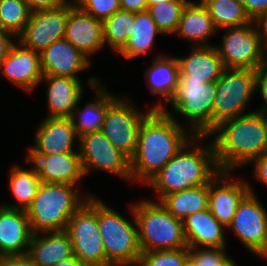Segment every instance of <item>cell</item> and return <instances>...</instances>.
<instances>
[{
  "label": "cell",
  "mask_w": 267,
  "mask_h": 266,
  "mask_svg": "<svg viewBox=\"0 0 267 266\" xmlns=\"http://www.w3.org/2000/svg\"><path fill=\"white\" fill-rule=\"evenodd\" d=\"M226 248H188L191 266H229L234 260L226 254Z\"/></svg>",
  "instance_id": "cell-37"
},
{
  "label": "cell",
  "mask_w": 267,
  "mask_h": 266,
  "mask_svg": "<svg viewBox=\"0 0 267 266\" xmlns=\"http://www.w3.org/2000/svg\"><path fill=\"white\" fill-rule=\"evenodd\" d=\"M256 70L224 68L216 81L212 129L222 121L248 114L245 108L256 94Z\"/></svg>",
  "instance_id": "cell-8"
},
{
  "label": "cell",
  "mask_w": 267,
  "mask_h": 266,
  "mask_svg": "<svg viewBox=\"0 0 267 266\" xmlns=\"http://www.w3.org/2000/svg\"><path fill=\"white\" fill-rule=\"evenodd\" d=\"M249 184V193L240 202L228 226L252 254L267 253V210Z\"/></svg>",
  "instance_id": "cell-12"
},
{
  "label": "cell",
  "mask_w": 267,
  "mask_h": 266,
  "mask_svg": "<svg viewBox=\"0 0 267 266\" xmlns=\"http://www.w3.org/2000/svg\"><path fill=\"white\" fill-rule=\"evenodd\" d=\"M35 140L27 154H59L74 150L79 137L70 118L45 117L35 131Z\"/></svg>",
  "instance_id": "cell-19"
},
{
  "label": "cell",
  "mask_w": 267,
  "mask_h": 266,
  "mask_svg": "<svg viewBox=\"0 0 267 266\" xmlns=\"http://www.w3.org/2000/svg\"><path fill=\"white\" fill-rule=\"evenodd\" d=\"M209 184L164 196L159 202L175 218L183 221L195 212L208 209Z\"/></svg>",
  "instance_id": "cell-29"
},
{
  "label": "cell",
  "mask_w": 267,
  "mask_h": 266,
  "mask_svg": "<svg viewBox=\"0 0 267 266\" xmlns=\"http://www.w3.org/2000/svg\"><path fill=\"white\" fill-rule=\"evenodd\" d=\"M75 4L82 11L102 22L121 10L120 0H76Z\"/></svg>",
  "instance_id": "cell-38"
},
{
  "label": "cell",
  "mask_w": 267,
  "mask_h": 266,
  "mask_svg": "<svg viewBox=\"0 0 267 266\" xmlns=\"http://www.w3.org/2000/svg\"><path fill=\"white\" fill-rule=\"evenodd\" d=\"M54 266H86L83 262H81L76 256H72L68 259L60 261L58 264Z\"/></svg>",
  "instance_id": "cell-47"
},
{
  "label": "cell",
  "mask_w": 267,
  "mask_h": 266,
  "mask_svg": "<svg viewBox=\"0 0 267 266\" xmlns=\"http://www.w3.org/2000/svg\"><path fill=\"white\" fill-rule=\"evenodd\" d=\"M261 114L262 120L264 122L265 125V129H266V134H267V110L265 111H257Z\"/></svg>",
  "instance_id": "cell-48"
},
{
  "label": "cell",
  "mask_w": 267,
  "mask_h": 266,
  "mask_svg": "<svg viewBox=\"0 0 267 266\" xmlns=\"http://www.w3.org/2000/svg\"><path fill=\"white\" fill-rule=\"evenodd\" d=\"M212 17L217 30L250 23L241 0H200Z\"/></svg>",
  "instance_id": "cell-32"
},
{
  "label": "cell",
  "mask_w": 267,
  "mask_h": 266,
  "mask_svg": "<svg viewBox=\"0 0 267 266\" xmlns=\"http://www.w3.org/2000/svg\"><path fill=\"white\" fill-rule=\"evenodd\" d=\"M0 266H38L27 255L2 256Z\"/></svg>",
  "instance_id": "cell-43"
},
{
  "label": "cell",
  "mask_w": 267,
  "mask_h": 266,
  "mask_svg": "<svg viewBox=\"0 0 267 266\" xmlns=\"http://www.w3.org/2000/svg\"><path fill=\"white\" fill-rule=\"evenodd\" d=\"M43 75L79 78L91 61L65 38L57 40L40 52Z\"/></svg>",
  "instance_id": "cell-20"
},
{
  "label": "cell",
  "mask_w": 267,
  "mask_h": 266,
  "mask_svg": "<svg viewBox=\"0 0 267 266\" xmlns=\"http://www.w3.org/2000/svg\"><path fill=\"white\" fill-rule=\"evenodd\" d=\"M47 83V117L70 118L83 95V84L79 78L43 75L41 82Z\"/></svg>",
  "instance_id": "cell-22"
},
{
  "label": "cell",
  "mask_w": 267,
  "mask_h": 266,
  "mask_svg": "<svg viewBox=\"0 0 267 266\" xmlns=\"http://www.w3.org/2000/svg\"><path fill=\"white\" fill-rule=\"evenodd\" d=\"M187 2L188 0L165 1L151 5L147 11L162 33L175 34L182 10Z\"/></svg>",
  "instance_id": "cell-35"
},
{
  "label": "cell",
  "mask_w": 267,
  "mask_h": 266,
  "mask_svg": "<svg viewBox=\"0 0 267 266\" xmlns=\"http://www.w3.org/2000/svg\"><path fill=\"white\" fill-rule=\"evenodd\" d=\"M26 155V162L32 163L41 182L77 185L85 177L80 152Z\"/></svg>",
  "instance_id": "cell-15"
},
{
  "label": "cell",
  "mask_w": 267,
  "mask_h": 266,
  "mask_svg": "<svg viewBox=\"0 0 267 266\" xmlns=\"http://www.w3.org/2000/svg\"><path fill=\"white\" fill-rule=\"evenodd\" d=\"M241 2L251 20L267 10V0H241Z\"/></svg>",
  "instance_id": "cell-41"
},
{
  "label": "cell",
  "mask_w": 267,
  "mask_h": 266,
  "mask_svg": "<svg viewBox=\"0 0 267 266\" xmlns=\"http://www.w3.org/2000/svg\"><path fill=\"white\" fill-rule=\"evenodd\" d=\"M32 232L26 210L0 206V257L26 255Z\"/></svg>",
  "instance_id": "cell-21"
},
{
  "label": "cell",
  "mask_w": 267,
  "mask_h": 266,
  "mask_svg": "<svg viewBox=\"0 0 267 266\" xmlns=\"http://www.w3.org/2000/svg\"><path fill=\"white\" fill-rule=\"evenodd\" d=\"M26 255L38 266H54L72 257L73 247L65 230L32 234Z\"/></svg>",
  "instance_id": "cell-26"
},
{
  "label": "cell",
  "mask_w": 267,
  "mask_h": 266,
  "mask_svg": "<svg viewBox=\"0 0 267 266\" xmlns=\"http://www.w3.org/2000/svg\"><path fill=\"white\" fill-rule=\"evenodd\" d=\"M205 138L209 136H193L147 183L157 192L156 201L172 193L209 184L220 173L212 142L204 146L198 143Z\"/></svg>",
  "instance_id": "cell-3"
},
{
  "label": "cell",
  "mask_w": 267,
  "mask_h": 266,
  "mask_svg": "<svg viewBox=\"0 0 267 266\" xmlns=\"http://www.w3.org/2000/svg\"><path fill=\"white\" fill-rule=\"evenodd\" d=\"M224 29L220 47L214 45L224 67L257 70L267 63V53L253 20L246 25Z\"/></svg>",
  "instance_id": "cell-10"
},
{
  "label": "cell",
  "mask_w": 267,
  "mask_h": 266,
  "mask_svg": "<svg viewBox=\"0 0 267 266\" xmlns=\"http://www.w3.org/2000/svg\"><path fill=\"white\" fill-rule=\"evenodd\" d=\"M229 266H237V263L233 261Z\"/></svg>",
  "instance_id": "cell-50"
},
{
  "label": "cell",
  "mask_w": 267,
  "mask_h": 266,
  "mask_svg": "<svg viewBox=\"0 0 267 266\" xmlns=\"http://www.w3.org/2000/svg\"><path fill=\"white\" fill-rule=\"evenodd\" d=\"M17 38L14 34L2 30L0 28V62L8 55L12 46L15 44L14 40Z\"/></svg>",
  "instance_id": "cell-44"
},
{
  "label": "cell",
  "mask_w": 267,
  "mask_h": 266,
  "mask_svg": "<svg viewBox=\"0 0 267 266\" xmlns=\"http://www.w3.org/2000/svg\"><path fill=\"white\" fill-rule=\"evenodd\" d=\"M88 83L89 87L94 90L96 99L88 102L83 110L76 107L70 117L78 137L101 131L107 108L117 98L101 85L100 79L91 77Z\"/></svg>",
  "instance_id": "cell-25"
},
{
  "label": "cell",
  "mask_w": 267,
  "mask_h": 266,
  "mask_svg": "<svg viewBox=\"0 0 267 266\" xmlns=\"http://www.w3.org/2000/svg\"><path fill=\"white\" fill-rule=\"evenodd\" d=\"M188 247L173 250L142 252L136 266H187Z\"/></svg>",
  "instance_id": "cell-36"
},
{
  "label": "cell",
  "mask_w": 267,
  "mask_h": 266,
  "mask_svg": "<svg viewBox=\"0 0 267 266\" xmlns=\"http://www.w3.org/2000/svg\"><path fill=\"white\" fill-rule=\"evenodd\" d=\"M148 1V7H150L151 5H154V4H158V3H161V2H168V1H173V0H147Z\"/></svg>",
  "instance_id": "cell-49"
},
{
  "label": "cell",
  "mask_w": 267,
  "mask_h": 266,
  "mask_svg": "<svg viewBox=\"0 0 267 266\" xmlns=\"http://www.w3.org/2000/svg\"><path fill=\"white\" fill-rule=\"evenodd\" d=\"M187 247L226 248L225 228L209 208L189 215L183 221Z\"/></svg>",
  "instance_id": "cell-24"
},
{
  "label": "cell",
  "mask_w": 267,
  "mask_h": 266,
  "mask_svg": "<svg viewBox=\"0 0 267 266\" xmlns=\"http://www.w3.org/2000/svg\"><path fill=\"white\" fill-rule=\"evenodd\" d=\"M31 11L22 0H0V28L18 37L27 24Z\"/></svg>",
  "instance_id": "cell-34"
},
{
  "label": "cell",
  "mask_w": 267,
  "mask_h": 266,
  "mask_svg": "<svg viewBox=\"0 0 267 266\" xmlns=\"http://www.w3.org/2000/svg\"><path fill=\"white\" fill-rule=\"evenodd\" d=\"M214 134V136H213ZM213 136L215 160L220 171L232 172L267 152V134L257 111L222 121L207 136ZM241 165V166H240Z\"/></svg>",
  "instance_id": "cell-2"
},
{
  "label": "cell",
  "mask_w": 267,
  "mask_h": 266,
  "mask_svg": "<svg viewBox=\"0 0 267 266\" xmlns=\"http://www.w3.org/2000/svg\"><path fill=\"white\" fill-rule=\"evenodd\" d=\"M145 80L152 95H157L168 102L175 92L179 64L177 57L157 56L145 71Z\"/></svg>",
  "instance_id": "cell-28"
},
{
  "label": "cell",
  "mask_w": 267,
  "mask_h": 266,
  "mask_svg": "<svg viewBox=\"0 0 267 266\" xmlns=\"http://www.w3.org/2000/svg\"><path fill=\"white\" fill-rule=\"evenodd\" d=\"M78 146L85 177L91 169H99L132 182L130 159L102 131L82 135Z\"/></svg>",
  "instance_id": "cell-13"
},
{
  "label": "cell",
  "mask_w": 267,
  "mask_h": 266,
  "mask_svg": "<svg viewBox=\"0 0 267 266\" xmlns=\"http://www.w3.org/2000/svg\"><path fill=\"white\" fill-rule=\"evenodd\" d=\"M31 12L61 7L67 0H22Z\"/></svg>",
  "instance_id": "cell-40"
},
{
  "label": "cell",
  "mask_w": 267,
  "mask_h": 266,
  "mask_svg": "<svg viewBox=\"0 0 267 266\" xmlns=\"http://www.w3.org/2000/svg\"><path fill=\"white\" fill-rule=\"evenodd\" d=\"M141 200L133 203L141 251L187 248L182 221L171 215L160 202Z\"/></svg>",
  "instance_id": "cell-5"
},
{
  "label": "cell",
  "mask_w": 267,
  "mask_h": 266,
  "mask_svg": "<svg viewBox=\"0 0 267 266\" xmlns=\"http://www.w3.org/2000/svg\"><path fill=\"white\" fill-rule=\"evenodd\" d=\"M76 185L41 182L31 205L26 209L32 234L66 230L69 219L84 204Z\"/></svg>",
  "instance_id": "cell-4"
},
{
  "label": "cell",
  "mask_w": 267,
  "mask_h": 266,
  "mask_svg": "<svg viewBox=\"0 0 267 266\" xmlns=\"http://www.w3.org/2000/svg\"><path fill=\"white\" fill-rule=\"evenodd\" d=\"M132 32L128 42L119 52L127 59L139 57L150 51L157 35L163 34L148 11L135 13Z\"/></svg>",
  "instance_id": "cell-30"
},
{
  "label": "cell",
  "mask_w": 267,
  "mask_h": 266,
  "mask_svg": "<svg viewBox=\"0 0 267 266\" xmlns=\"http://www.w3.org/2000/svg\"><path fill=\"white\" fill-rule=\"evenodd\" d=\"M72 243L73 255L86 266H106V253L97 219V198L88 196L69 219L65 230Z\"/></svg>",
  "instance_id": "cell-9"
},
{
  "label": "cell",
  "mask_w": 267,
  "mask_h": 266,
  "mask_svg": "<svg viewBox=\"0 0 267 266\" xmlns=\"http://www.w3.org/2000/svg\"><path fill=\"white\" fill-rule=\"evenodd\" d=\"M0 70L11 84L29 93L35 91L43 77L40 53L26 48L19 41L0 62Z\"/></svg>",
  "instance_id": "cell-17"
},
{
  "label": "cell",
  "mask_w": 267,
  "mask_h": 266,
  "mask_svg": "<svg viewBox=\"0 0 267 266\" xmlns=\"http://www.w3.org/2000/svg\"><path fill=\"white\" fill-rule=\"evenodd\" d=\"M216 94V82L196 80H178L176 89L167 103H171L173 113L166 104L157 102L153 109L174 116V113L185 117L189 129L194 135H208L212 130V107Z\"/></svg>",
  "instance_id": "cell-7"
},
{
  "label": "cell",
  "mask_w": 267,
  "mask_h": 266,
  "mask_svg": "<svg viewBox=\"0 0 267 266\" xmlns=\"http://www.w3.org/2000/svg\"><path fill=\"white\" fill-rule=\"evenodd\" d=\"M258 256L265 258L264 260H267V255H258Z\"/></svg>",
  "instance_id": "cell-51"
},
{
  "label": "cell",
  "mask_w": 267,
  "mask_h": 266,
  "mask_svg": "<svg viewBox=\"0 0 267 266\" xmlns=\"http://www.w3.org/2000/svg\"><path fill=\"white\" fill-rule=\"evenodd\" d=\"M9 188L12 196L18 204H5L4 207L10 209L26 210L35 198L41 184L40 178L32 166L31 169L20 168L15 165L10 169Z\"/></svg>",
  "instance_id": "cell-31"
},
{
  "label": "cell",
  "mask_w": 267,
  "mask_h": 266,
  "mask_svg": "<svg viewBox=\"0 0 267 266\" xmlns=\"http://www.w3.org/2000/svg\"><path fill=\"white\" fill-rule=\"evenodd\" d=\"M126 97L119 96L108 106L102 133L108 140L130 160L137 146L138 133L143 120L154 110H140Z\"/></svg>",
  "instance_id": "cell-11"
},
{
  "label": "cell",
  "mask_w": 267,
  "mask_h": 266,
  "mask_svg": "<svg viewBox=\"0 0 267 266\" xmlns=\"http://www.w3.org/2000/svg\"><path fill=\"white\" fill-rule=\"evenodd\" d=\"M254 178L256 177L261 183L267 185V152L254 159Z\"/></svg>",
  "instance_id": "cell-42"
},
{
  "label": "cell",
  "mask_w": 267,
  "mask_h": 266,
  "mask_svg": "<svg viewBox=\"0 0 267 266\" xmlns=\"http://www.w3.org/2000/svg\"><path fill=\"white\" fill-rule=\"evenodd\" d=\"M120 8L123 11L129 12H143L147 11L148 1L147 0H120Z\"/></svg>",
  "instance_id": "cell-46"
},
{
  "label": "cell",
  "mask_w": 267,
  "mask_h": 266,
  "mask_svg": "<svg viewBox=\"0 0 267 266\" xmlns=\"http://www.w3.org/2000/svg\"><path fill=\"white\" fill-rule=\"evenodd\" d=\"M129 210L134 216L133 223L97 198V219L106 253V266H136L142 254L133 203Z\"/></svg>",
  "instance_id": "cell-6"
},
{
  "label": "cell",
  "mask_w": 267,
  "mask_h": 266,
  "mask_svg": "<svg viewBox=\"0 0 267 266\" xmlns=\"http://www.w3.org/2000/svg\"><path fill=\"white\" fill-rule=\"evenodd\" d=\"M256 90L259 91L264 104L262 108L256 109L255 111L267 110V63L256 70Z\"/></svg>",
  "instance_id": "cell-39"
},
{
  "label": "cell",
  "mask_w": 267,
  "mask_h": 266,
  "mask_svg": "<svg viewBox=\"0 0 267 266\" xmlns=\"http://www.w3.org/2000/svg\"><path fill=\"white\" fill-rule=\"evenodd\" d=\"M228 177V178H227ZM230 172L220 173L209 183L208 208L225 228L231 224L242 199L250 192L248 181H228Z\"/></svg>",
  "instance_id": "cell-16"
},
{
  "label": "cell",
  "mask_w": 267,
  "mask_h": 266,
  "mask_svg": "<svg viewBox=\"0 0 267 266\" xmlns=\"http://www.w3.org/2000/svg\"><path fill=\"white\" fill-rule=\"evenodd\" d=\"M69 1L61 7L31 12L23 32L17 37L23 46L41 52L65 36Z\"/></svg>",
  "instance_id": "cell-14"
},
{
  "label": "cell",
  "mask_w": 267,
  "mask_h": 266,
  "mask_svg": "<svg viewBox=\"0 0 267 266\" xmlns=\"http://www.w3.org/2000/svg\"><path fill=\"white\" fill-rule=\"evenodd\" d=\"M253 21L260 36L262 47L267 53V10L262 12Z\"/></svg>",
  "instance_id": "cell-45"
},
{
  "label": "cell",
  "mask_w": 267,
  "mask_h": 266,
  "mask_svg": "<svg viewBox=\"0 0 267 266\" xmlns=\"http://www.w3.org/2000/svg\"><path fill=\"white\" fill-rule=\"evenodd\" d=\"M212 17L200 1H188L184 6L175 33L180 38L193 42L192 46H210L209 40L216 33Z\"/></svg>",
  "instance_id": "cell-27"
},
{
  "label": "cell",
  "mask_w": 267,
  "mask_h": 266,
  "mask_svg": "<svg viewBox=\"0 0 267 266\" xmlns=\"http://www.w3.org/2000/svg\"><path fill=\"white\" fill-rule=\"evenodd\" d=\"M177 60L178 80L216 82L225 68L214 45L192 46L188 56Z\"/></svg>",
  "instance_id": "cell-23"
},
{
  "label": "cell",
  "mask_w": 267,
  "mask_h": 266,
  "mask_svg": "<svg viewBox=\"0 0 267 266\" xmlns=\"http://www.w3.org/2000/svg\"><path fill=\"white\" fill-rule=\"evenodd\" d=\"M135 13L119 10L102 22L104 46L108 44L115 52H120L132 35Z\"/></svg>",
  "instance_id": "cell-33"
},
{
  "label": "cell",
  "mask_w": 267,
  "mask_h": 266,
  "mask_svg": "<svg viewBox=\"0 0 267 266\" xmlns=\"http://www.w3.org/2000/svg\"><path fill=\"white\" fill-rule=\"evenodd\" d=\"M175 117L154 109L143 120L130 160L132 182L146 185L195 136Z\"/></svg>",
  "instance_id": "cell-1"
},
{
  "label": "cell",
  "mask_w": 267,
  "mask_h": 266,
  "mask_svg": "<svg viewBox=\"0 0 267 266\" xmlns=\"http://www.w3.org/2000/svg\"><path fill=\"white\" fill-rule=\"evenodd\" d=\"M64 38L89 60L91 55L105 47L102 21L82 11L71 1Z\"/></svg>",
  "instance_id": "cell-18"
}]
</instances>
